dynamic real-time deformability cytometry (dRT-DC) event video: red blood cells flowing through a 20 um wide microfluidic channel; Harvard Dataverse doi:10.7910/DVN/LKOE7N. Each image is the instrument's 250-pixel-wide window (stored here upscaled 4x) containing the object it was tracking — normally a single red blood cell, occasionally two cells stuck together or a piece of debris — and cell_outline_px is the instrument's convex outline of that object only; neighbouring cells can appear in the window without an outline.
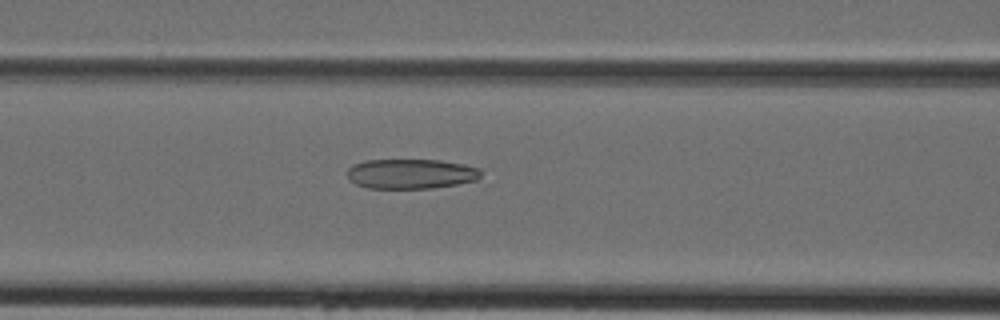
{"species": "Egyptian fruit bat (a non-hibernating species)", "species_latin": "Rousettus aegyptiacus", "temperature_condition": "cold", "stored_images_in_passage": 42, "camera_frame_rate_fps": 3000, "um_per_image_px": 0.085, "animal": {"sex": "female"}, "frame": {"image": 1, "passage_image": 16, "time_ms": 5.0, "image_size_px": [1000, 320], "cell_outline_px": [[484, 172], [476, 180], [456, 184], [432, 188], [368, 188], [356, 184], [348, 176], [348, 168], [352, 164], [364, 160], [440, 160], [464, 164], [480, 168]], "centroid_in_image_um": [34.95, 14.76], "position_along_channel_um": 131.6, "area_um2": 23.29}}
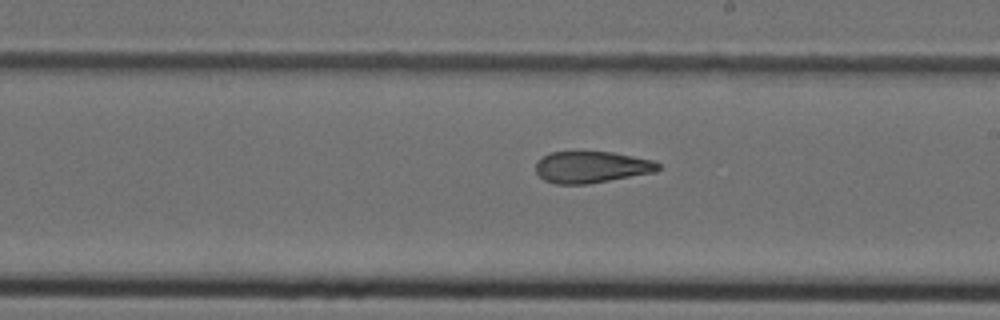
{"frame": {"image": 2, "passage_image": 23, "time_ms": 7.333, "image_size_px": [1000, 320], "cell_outline_px": [[660, 168], [656, 172], [588, 184], [556, 184], [544, 180], [536, 172], [536, 160], [552, 152], [612, 152], [652, 160], [660, 164]], "centroid_in_image_um": [50.27, 14.21], "position_along_channel_um": 238.7, "area_um2": 22.48}}
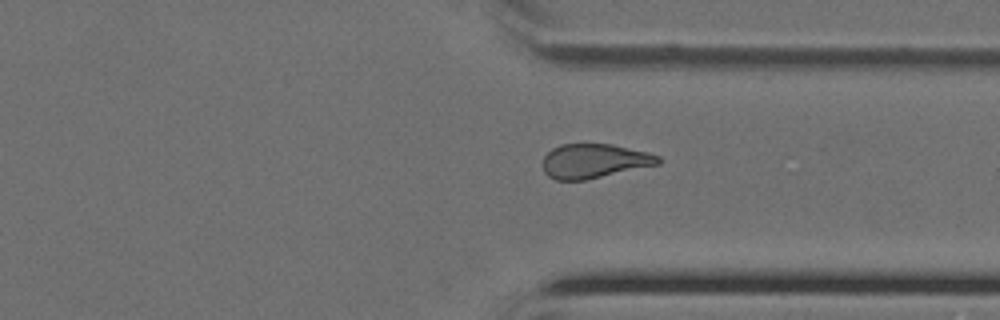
{"frame": {"image": 3, "passage_image": 31, "time_ms": 10.0, "image_size_px": [1000, 320], "cell_outline_px": [[660, 164], [584, 180], [556, 180], [548, 176], [544, 172], [544, 156], [552, 148], [560, 144], [612, 144], [648, 152], [660, 156]], "centroid_in_image_um": [50.51, 13.68], "position_along_channel_um": 360.9, "area_um2": 23.0}}